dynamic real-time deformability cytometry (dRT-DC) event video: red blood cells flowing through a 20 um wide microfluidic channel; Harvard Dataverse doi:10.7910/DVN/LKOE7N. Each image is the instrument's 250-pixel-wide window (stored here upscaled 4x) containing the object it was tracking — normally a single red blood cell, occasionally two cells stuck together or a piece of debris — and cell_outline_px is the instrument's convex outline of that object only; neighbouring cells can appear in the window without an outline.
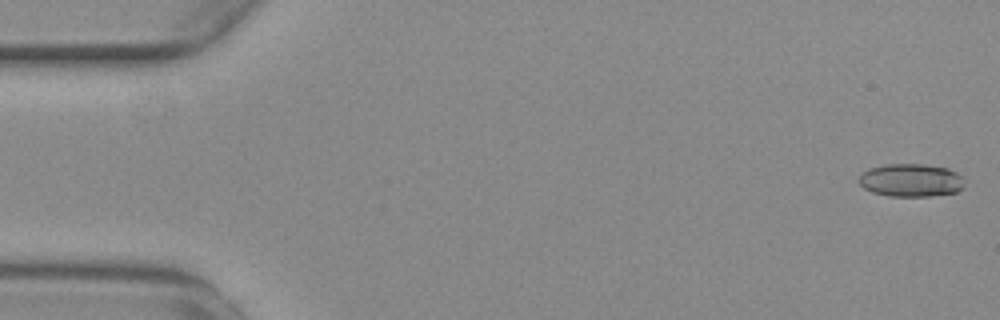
{"species": "common noctule bat (a hibernating species)", "species_latin": "Nyctalus noctula", "temperature_condition": "warm", "stored_images_in_passage": 11, "camera_frame_rate_fps": 3000, "um_per_image_px": 0.085, "animal": {"sex": "female", "body_mass_g": 29.2, "forearm_length_mm": 56.3}, "frame": {"image": 1, "passage_image": 2, "time_ms": 0.333, "image_size_px": [1000, 320], "cell_outline_px": [[964, 188], [956, 192], [932, 196], [888, 196], [872, 192], [864, 188], [860, 184], [860, 176], [864, 172], [872, 168], [888, 164], [924, 164], [948, 168], [956, 172], [960, 176], [964, 184]], "centroid_in_image_um": [77.46, 15.33], "position_along_channel_um": 7.5, "area_um2": 20.17}}